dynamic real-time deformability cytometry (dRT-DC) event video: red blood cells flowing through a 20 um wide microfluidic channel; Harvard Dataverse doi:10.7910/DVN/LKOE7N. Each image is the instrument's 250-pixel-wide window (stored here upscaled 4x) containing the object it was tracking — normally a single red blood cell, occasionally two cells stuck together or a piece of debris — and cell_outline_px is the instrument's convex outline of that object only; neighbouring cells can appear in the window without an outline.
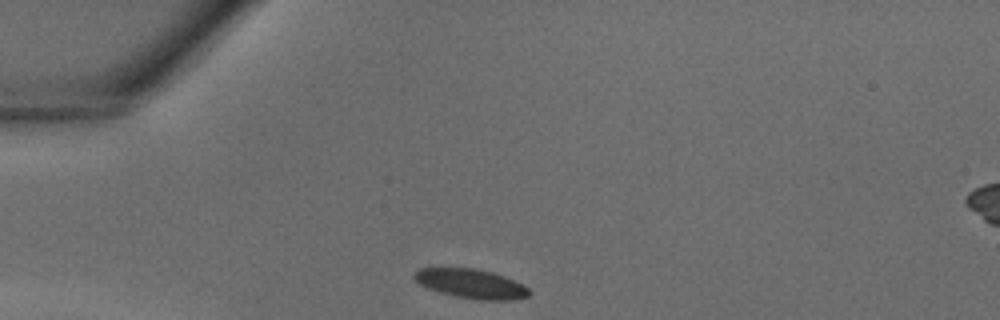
{"species": "common noctule bat (a hibernating species)", "species_latin": "Nyctalus noctula", "temperature_condition": "warm", "stored_images_in_passage": 30, "camera_frame_rate_fps": 3000, "um_per_image_px": 0.085, "animal": {"sex": "male", "body_mass_g": 18.8}, "frame": {"image": 1, "passage_image": 1, "time_ms": 0.0, "image_size_px": [1000, 320], "cell_outline_px": [[532, 292], [528, 296], [508, 300], [480, 300], [456, 296], [440, 292], [428, 288], [420, 284], [412, 276], [420, 268], [476, 268], [492, 272], [504, 276], [528, 288]], "centroid_in_image_um": [40.04, 24.11], "position_along_channel_um": 45.0, "area_um2": 19.36}}
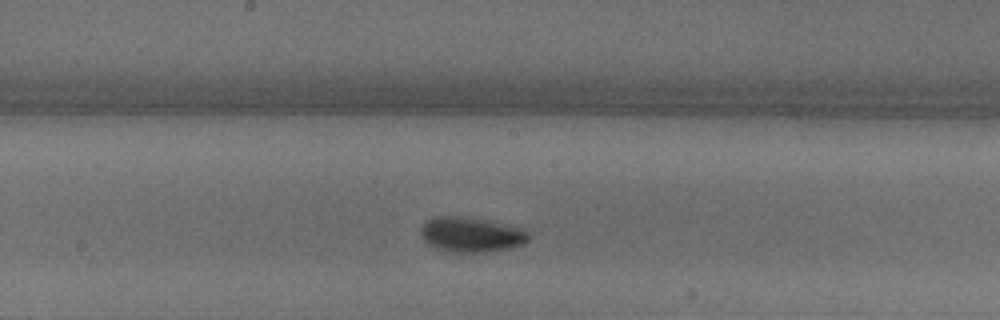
{"frame": {"image": 2, "passage_image": 12, "time_ms": 3.667, "image_size_px": [1000, 320], "cell_outline_px": [[532, 236], [524, 244], [512, 248], [484, 252], [440, 252], [428, 244], [424, 240], [420, 232], [420, 228], [428, 220], [436, 216], [460, 216], [484, 220], [524, 228]], "centroid_in_image_um": [40.06, 19.96], "position_along_channel_um": 208.1, "area_um2": 22.25}}
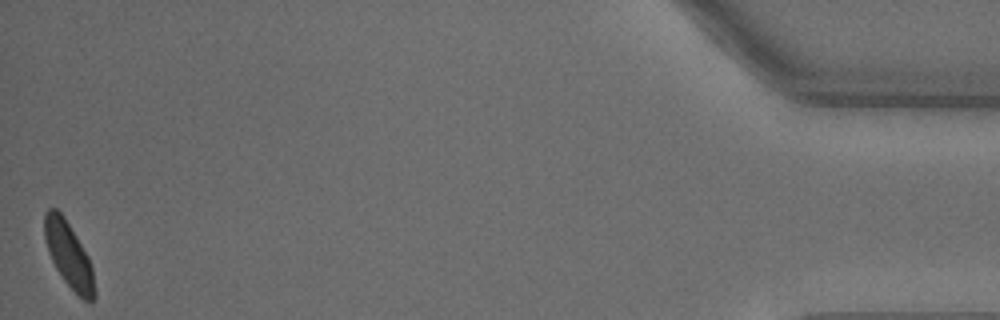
{"frame": {"image": 3, "passage_image": 30, "time_ms": 9.667, "image_size_px": [1000, 320], "cell_outline_px": [[96, 300], [92, 304], [88, 304], [64, 280], [56, 268], [48, 252], [44, 236], [44, 212], [48, 208], [56, 208], [64, 216], [88, 256], [92, 268], [96, 292]], "centroid_in_image_um": [5.86, 21.69], "position_along_channel_um": 429.3, "area_um2": 19.13}}